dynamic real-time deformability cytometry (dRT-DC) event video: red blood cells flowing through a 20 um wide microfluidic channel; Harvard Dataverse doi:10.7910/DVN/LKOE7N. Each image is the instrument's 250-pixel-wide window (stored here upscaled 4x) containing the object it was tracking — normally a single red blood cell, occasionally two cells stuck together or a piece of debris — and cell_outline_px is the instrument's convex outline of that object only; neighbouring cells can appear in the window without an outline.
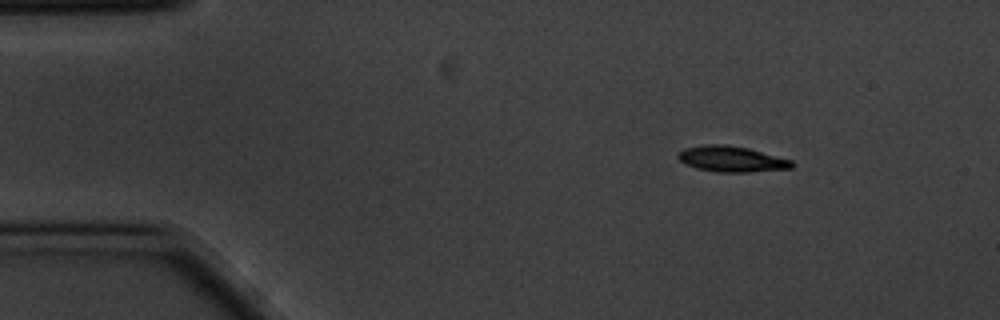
{"species": "common noctule bat (a hibernating species)", "species_latin": "Nyctalus noctula", "temperature_condition": "cold", "stored_images_in_passage": 2, "camera_frame_rate_fps": 3000, "um_per_image_px": 0.085, "animal": {"sex": "male", "body_mass_g": 20.1, "forearm_length_mm": 53.5}, "frame": {"image": 1, "passage_image": 2, "time_ms": 0.333, "image_size_px": [1000, 320], "cell_outline_px": [[796, 164], [792, 168], [752, 172], [716, 172], [696, 168], [684, 164], [676, 156], [684, 148], [704, 144], [724, 144], [748, 148], [792, 160]], "centroid_in_image_um": [62.18, 13.52], "position_along_channel_um": 22.8, "area_um2": 17.22}}